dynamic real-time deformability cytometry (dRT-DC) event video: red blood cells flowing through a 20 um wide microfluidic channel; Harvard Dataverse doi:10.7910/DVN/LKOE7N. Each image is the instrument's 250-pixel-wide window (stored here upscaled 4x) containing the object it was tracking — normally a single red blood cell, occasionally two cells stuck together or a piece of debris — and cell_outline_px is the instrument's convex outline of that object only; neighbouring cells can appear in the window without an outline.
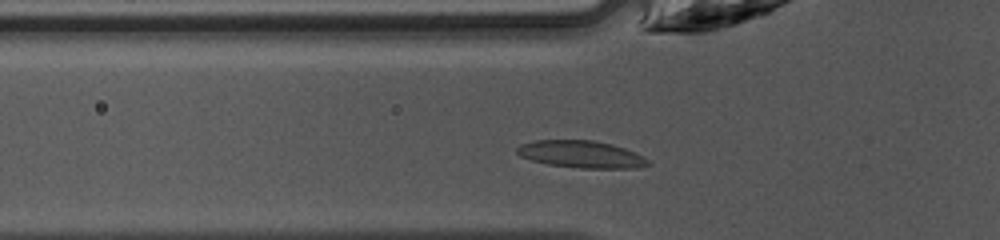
{"species": "common noctule bat (a hibernating species)", "species_latin": "Nyctalus noctula", "temperature_condition": "warm", "stored_images_in_passage": 30, "camera_frame_rate_fps": 3000, "um_per_image_px": 0.085, "animal": {"sex": "female", "body_mass_g": 10.0, "forearm_length_mm": 53.1}, "frame": {"image": 1, "passage_image": 3, "time_ms": 0.667, "image_size_px": [1000, 240], "cell_outline_px": [[648, 164], [636, 168], [580, 168], [548, 164], [532, 160], [520, 156], [516, 152], [516, 148], [520, 144], [536, 140], [592, 140], [612, 144], [624, 148], [644, 156], [648, 160]], "centroid_in_image_um": [49.38, 13.11], "position_along_channel_um": 76.4, "area_um2": 20.63}}
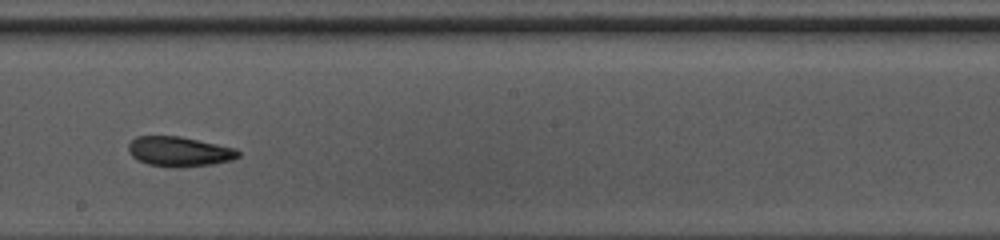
{"frame": {"image": 2, "passage_image": 14, "time_ms": 4.333, "image_size_px": [1000, 240], "cell_outline_px": [[240, 156], [232, 160], [212, 164], [172, 168], [168, 168], [148, 164], [132, 156], [128, 152], [128, 144], [136, 136], [180, 136], [236, 148], [240, 152]], "centroid_in_image_um": [15.24, 12.88], "position_along_channel_um": 233.0, "area_um2": 19.19}}
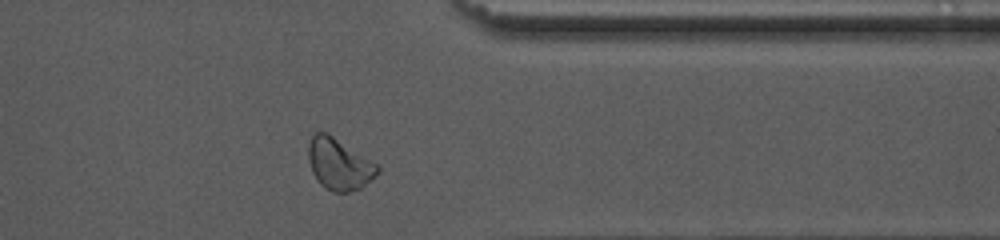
{"frame": {"image": 3, "passage_image": 25, "time_ms": 8.0, "image_size_px": [1000, 240], "cell_outline_px": [[380, 172], [376, 176], [360, 188], [348, 192], [332, 192], [324, 188], [320, 184], [312, 172], [308, 160], [308, 144], [312, 136], [316, 132], [324, 132], [332, 136], [376, 164], [380, 168]], "centroid_in_image_um": [28.8, 13.98], "position_along_channel_um": 382.6, "area_um2": 20.4}, "authors_computed_cell_mechanics": {"area_um2": 19.2474, "velocity_mm_per_s": 4.2282, "shape_relaxation_time_tau1_ms": 7.7254, "shape_relaxation_time_tau2_ms": 4.4593, "deformation_change_tau1": 0.2045, "deformation_change_tau2": 0.1124}}